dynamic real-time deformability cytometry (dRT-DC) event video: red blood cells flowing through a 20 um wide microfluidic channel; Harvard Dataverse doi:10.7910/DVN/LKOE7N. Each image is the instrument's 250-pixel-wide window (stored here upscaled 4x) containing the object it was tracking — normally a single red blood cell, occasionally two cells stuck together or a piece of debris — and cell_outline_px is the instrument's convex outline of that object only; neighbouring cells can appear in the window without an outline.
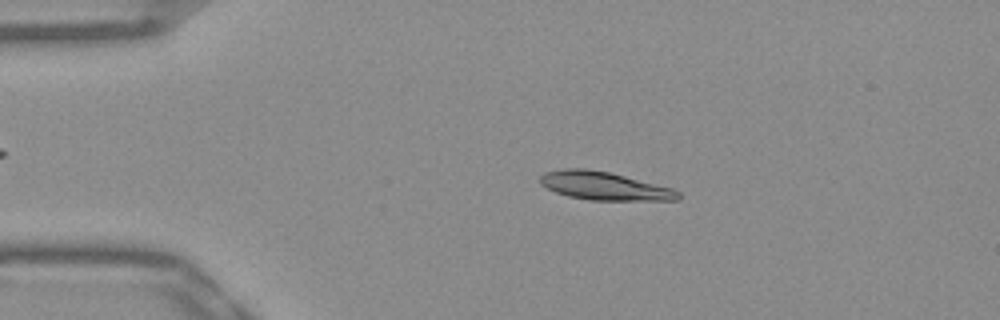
{"species": "Egyptian fruit bat (a non-hibernating species)", "species_latin": "Rousettus aegyptiacus", "temperature_condition": "warm", "stored_images_in_passage": 46, "camera_frame_rate_fps": 3000, "um_per_image_px": 0.085, "frame": {"image": 1, "passage_image": 5, "time_ms": 1.333, "image_size_px": [1000, 320], "cell_outline_px": [[680, 200], [592, 200], [568, 196], [556, 192], [540, 184], [540, 176], [544, 172], [564, 168], [588, 168], [608, 172], [672, 188], [680, 192]], "centroid_in_image_um": [51.34, 15.8], "position_along_channel_um": 33.7, "area_um2": 22.54}}
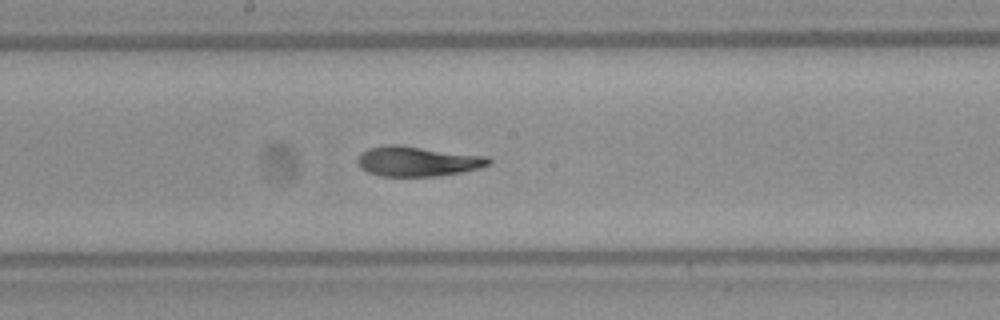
{"frame": {"image": 2, "passage_image": 22, "time_ms": 7.0, "image_size_px": [1000, 320], "cell_outline_px": [[492, 164], [480, 168], [440, 176], [380, 176], [368, 172], [360, 168], [356, 160], [360, 152], [368, 148], [388, 144], [396, 144], [488, 156], [492, 160]], "centroid_in_image_um": [35.48, 13.7], "position_along_channel_um": 212.7, "area_um2": 23.18}}
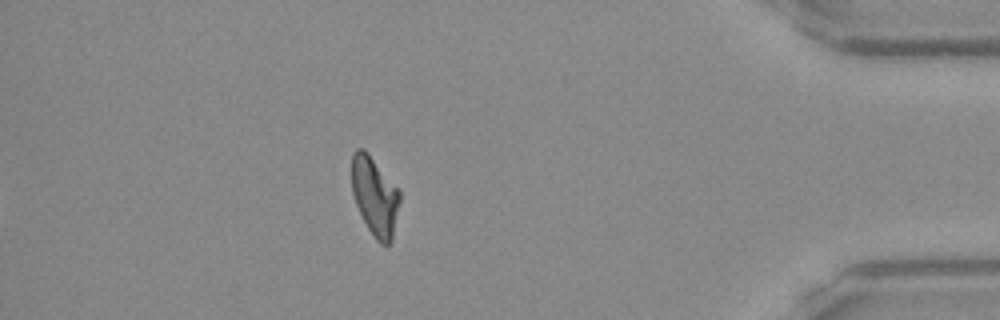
{"frame": {"image": 3, "passage_image": 40, "time_ms": 13.0, "image_size_px": [1000, 320], "cell_outline_px": [[400, 200], [392, 240], [388, 244], [380, 244], [376, 240], [368, 228], [356, 204], [352, 192], [352, 156], [356, 148], [364, 148], [368, 152], [400, 188]], "centroid_in_image_um": [31.88, 16.64], "position_along_channel_um": 403.3, "area_um2": 22.2}, "authors_computed_cell_mechanics": {"area_um2": 22.7732, "velocity_mm_per_s": 3.9204, "shape_relaxation_time_tau1_ms": 4.3505, "shape_relaxation_time_tau2_ms": 1.9261, "deformation_change_tau1": 0.1882, "deformation_change_tau2": 0.088}}